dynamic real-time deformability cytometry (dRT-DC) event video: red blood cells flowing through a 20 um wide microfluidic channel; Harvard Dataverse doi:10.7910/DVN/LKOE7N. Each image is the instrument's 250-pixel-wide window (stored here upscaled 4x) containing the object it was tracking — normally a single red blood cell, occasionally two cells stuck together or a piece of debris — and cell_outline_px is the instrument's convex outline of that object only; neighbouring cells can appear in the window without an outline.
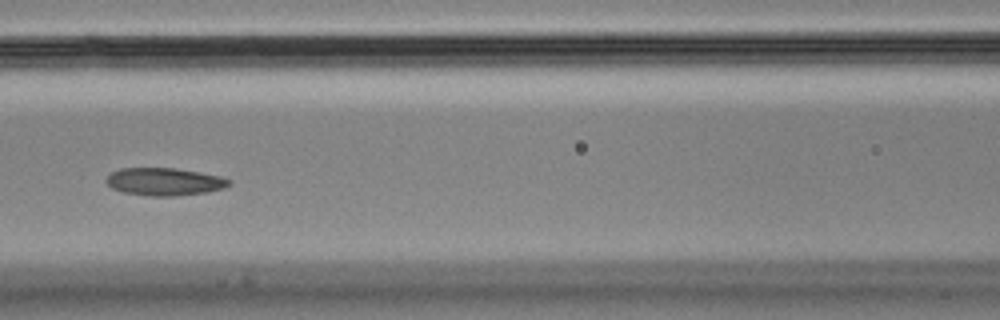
{"species": "Egyptian fruit bat (a non-hibernating species)", "species_latin": "Rousettus aegyptiacus", "temperature_condition": "cold", "stored_images_in_passage": 9, "camera_frame_rate_fps": 3000, "um_per_image_px": 0.085, "animal": {"sex": "male"}, "frame": {"image": 1, "passage_image": 6, "time_ms": 1.667, "image_size_px": [1000, 320], "cell_outline_px": [[232, 184], [224, 188], [208, 192], [172, 196], [148, 196], [124, 192], [112, 188], [104, 180], [112, 172], [120, 168], [176, 168], [200, 172], [220, 176], [232, 180]], "centroid_in_image_um": [14.0, 15.44], "position_along_channel_um": 152.6, "area_um2": 19.88}}
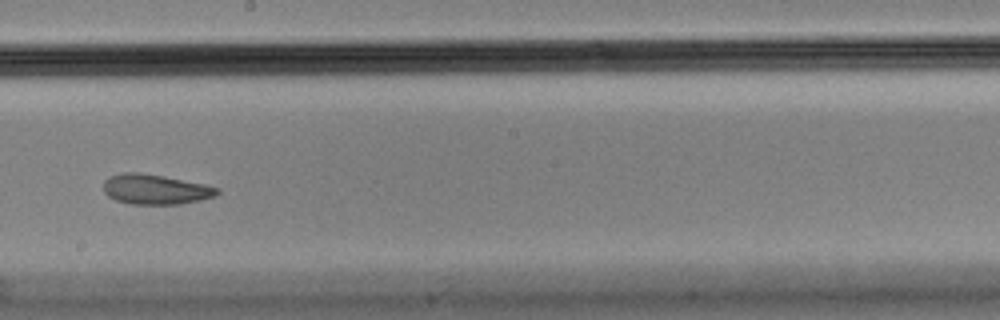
{"frame": {"image": 2, "passage_image": 8, "time_ms": 2.333, "image_size_px": [1000, 320], "cell_outline_px": [[220, 192], [216, 196], [200, 200], [180, 204], [132, 204], [116, 200], [108, 196], [104, 192], [104, 180], [108, 176], [124, 172], [140, 172], [164, 176], [208, 184], [220, 188]], "centroid_in_image_um": [13.24, 16.08], "position_along_channel_um": 235.0, "area_um2": 20.17}}
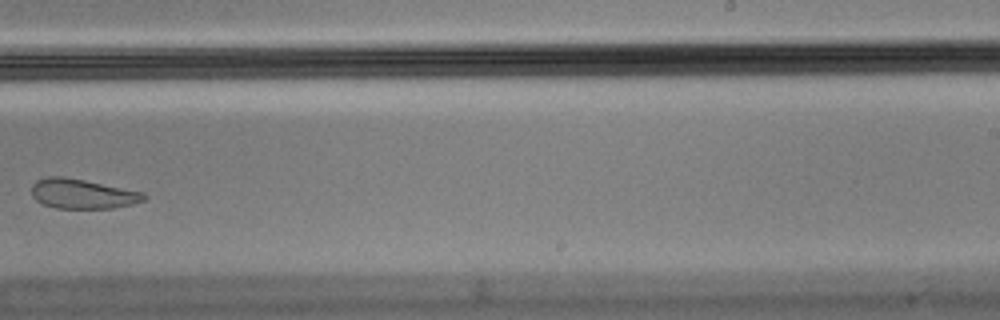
{"frame": {"image": 3, "passage_image": 9, "time_ms": 2.667, "image_size_px": [1000, 320], "cell_outline_px": [[148, 196], [144, 200], [132, 204], [116, 208], [56, 208], [44, 204], [36, 200], [32, 196], [32, 184], [36, 180], [48, 176], [64, 176], [144, 192]], "centroid_in_image_um": [7.01, 16.47], "position_along_channel_um": 282.0, "area_um2": 19.48}}